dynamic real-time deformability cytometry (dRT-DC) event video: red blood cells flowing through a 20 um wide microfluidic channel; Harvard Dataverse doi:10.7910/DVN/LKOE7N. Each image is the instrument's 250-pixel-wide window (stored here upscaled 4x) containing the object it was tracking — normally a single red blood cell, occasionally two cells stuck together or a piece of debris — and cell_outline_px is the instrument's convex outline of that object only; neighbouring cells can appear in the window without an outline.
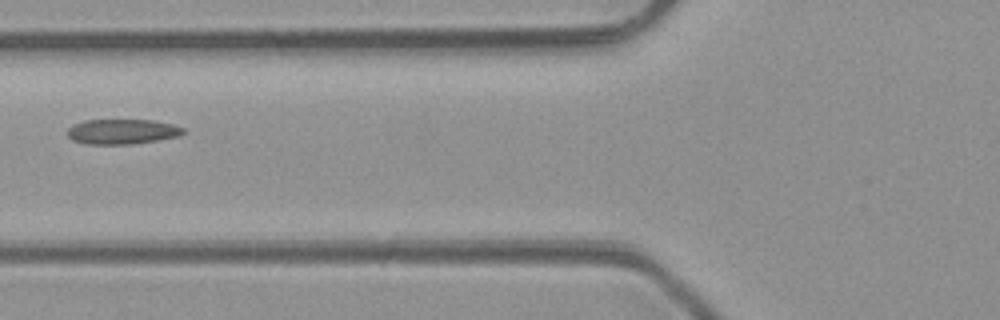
{"species": "common noctule bat (a hibernating species)", "species_latin": "Nyctalus noctula", "temperature_condition": "room temperature", "stored_images_in_passage": 4, "camera_frame_rate_fps": 3000, "um_per_image_px": 0.085, "animal": {"sex": "male", "body_mass_g": 23.1, "forearm_length_mm": 52.7}, "frame": {"image": 1, "passage_image": 4, "time_ms": 3.667, "image_size_px": [1000, 320], "cell_outline_px": [[184, 132], [180, 136], [132, 144], [84, 144], [72, 140], [64, 132], [72, 124], [84, 120], [152, 120], [172, 124], [184, 128]], "centroid_in_image_um": [10.32, 11.18], "position_along_channel_um": 115.5, "area_um2": 17.05}}